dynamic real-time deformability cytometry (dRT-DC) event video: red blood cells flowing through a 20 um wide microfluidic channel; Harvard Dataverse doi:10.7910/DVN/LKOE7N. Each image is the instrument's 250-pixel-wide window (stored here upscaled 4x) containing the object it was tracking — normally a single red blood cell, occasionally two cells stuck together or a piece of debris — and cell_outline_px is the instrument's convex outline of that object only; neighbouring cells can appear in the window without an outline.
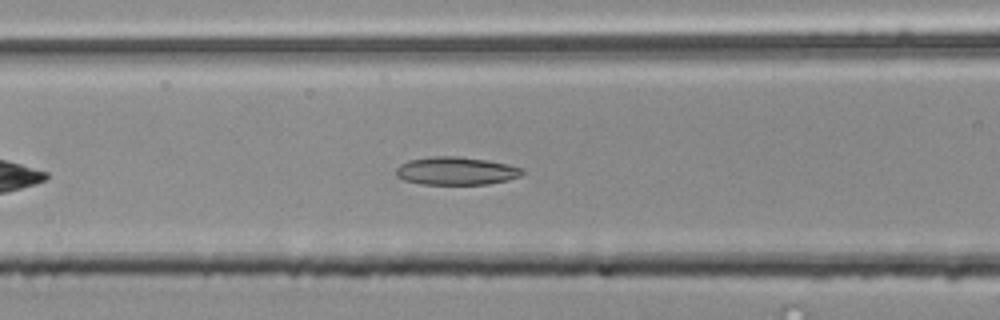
{"species": "common noctule bat (a hibernating species)", "species_latin": "Nyctalus noctula", "temperature_condition": "room temperature", "stored_images_in_passage": 38, "camera_frame_rate_fps": 3000, "um_per_image_px": 0.085, "animal": {"sex": "male", "body_mass_g": 20.4}, "frame": {"image": 1, "passage_image": 10, "time_ms": 3.0, "image_size_px": [1000, 320], "cell_outline_px": [[524, 172], [520, 176], [508, 180], [488, 184], [420, 184], [404, 180], [396, 176], [396, 168], [400, 164], [408, 160], [432, 156], [456, 156], [484, 160], [508, 164], [524, 168]], "centroid_in_image_um": [38.76, 14.53], "position_along_channel_um": 127.8, "area_um2": 20.63}}
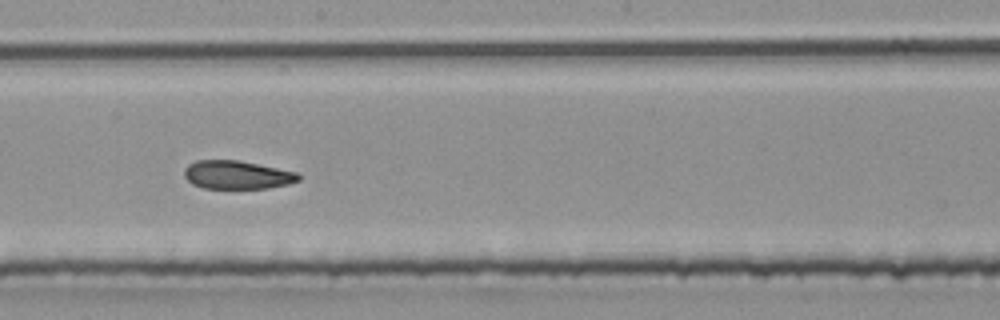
{"frame": {"image": 2, "passage_image": 18, "time_ms": 5.667, "image_size_px": [1000, 320], "cell_outline_px": [[300, 180], [288, 184], [268, 188], [204, 188], [192, 184], [184, 176], [184, 168], [188, 164], [196, 160], [240, 160], [296, 172], [300, 176]], "centroid_in_image_um": [20.13, 14.85], "position_along_channel_um": 228.1, "area_um2": 18.9}}
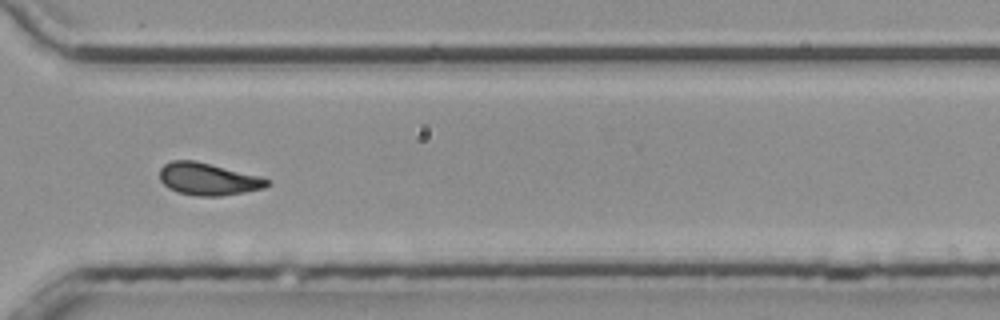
{"frame": {"image": 3, "passage_image": 28, "time_ms": 9.0, "image_size_px": [1000, 320], "cell_outline_px": [[272, 184], [264, 188], [244, 192], [220, 196], [196, 196], [176, 192], [168, 188], [160, 180], [160, 168], [164, 164], [172, 160], [196, 160], [260, 176], [268, 180]], "centroid_in_image_um": [17.68, 15.22], "position_along_channel_um": 352.9, "area_um2": 20.35}, "authors_computed_cell_mechanics": {"area_um2": 19.5653, "velocity_mm_per_s": 3.7604, "shape_relaxation_time_tau1_ms": null, "shape_relaxation_time_tau2_ms": 5.683, "deformation_change_tau1": null, "deformation_change_tau2": 0.1319}}